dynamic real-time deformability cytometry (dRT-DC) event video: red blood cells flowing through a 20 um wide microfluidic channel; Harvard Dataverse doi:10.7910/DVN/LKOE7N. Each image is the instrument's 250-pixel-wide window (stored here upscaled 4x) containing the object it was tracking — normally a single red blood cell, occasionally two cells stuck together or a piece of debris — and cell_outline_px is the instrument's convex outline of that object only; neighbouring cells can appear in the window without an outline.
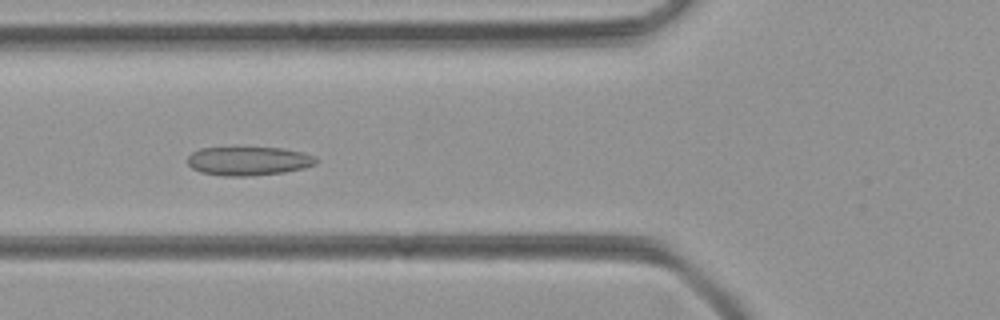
{"species": "common noctule bat (a hibernating species)", "species_latin": "Nyctalus noctula", "temperature_condition": "room temperature", "stored_images_in_passage": 35, "camera_frame_rate_fps": 3000, "um_per_image_px": 0.085, "animal": {"sex": "female", "body_mass_g": 21.9}, "frame": {"image": 1, "passage_image": 4, "time_ms": 1.0, "image_size_px": [1000, 320], "cell_outline_px": [[316, 164], [304, 168], [284, 172], [252, 176], [224, 176], [200, 172], [192, 168], [188, 164], [188, 156], [192, 152], [200, 148], [284, 148], [304, 152], [316, 156]], "centroid_in_image_um": [21.14, 13.69], "position_along_channel_um": 104.7, "area_um2": 21.62}}
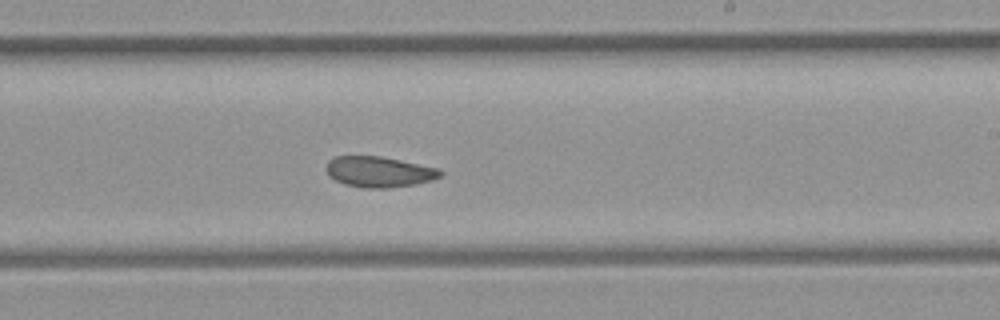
{"frame": {"image": 2, "passage_image": 15, "time_ms": 4.667, "image_size_px": [1000, 320], "cell_outline_px": [[444, 172], [440, 176], [432, 180], [416, 184], [388, 188], [360, 188], [344, 184], [336, 180], [324, 168], [328, 160], [336, 156], [380, 156], [440, 168]], "centroid_in_image_um": [32.23, 14.6], "position_along_channel_um": 256.8, "area_um2": 20.52}}
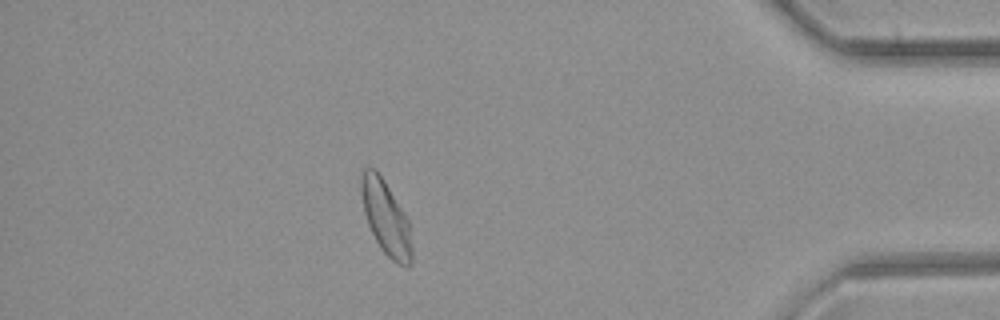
{"frame": {"image": 3, "passage_image": 29, "time_ms": 9.333, "image_size_px": [1000, 320], "cell_outline_px": [[412, 264], [408, 268], [396, 264], [380, 248], [368, 224], [364, 212], [360, 188], [360, 176], [364, 168], [376, 168], [384, 180], [408, 220], [412, 248]], "centroid_in_image_um": [32.8, 18.53], "position_along_channel_um": 402.4, "area_um2": 21.85}}